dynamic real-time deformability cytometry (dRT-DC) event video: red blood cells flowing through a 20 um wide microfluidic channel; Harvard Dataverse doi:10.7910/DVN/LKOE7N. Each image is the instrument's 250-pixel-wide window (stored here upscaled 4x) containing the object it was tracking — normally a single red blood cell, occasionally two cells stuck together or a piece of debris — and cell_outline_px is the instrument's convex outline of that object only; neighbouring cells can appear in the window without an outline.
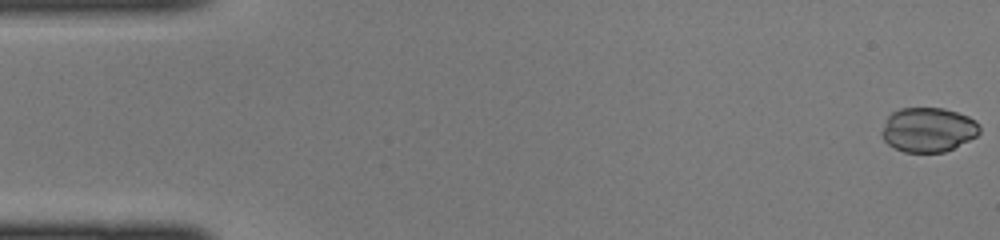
{"species": "common noctule bat (a hibernating species)", "species_latin": "Nyctalus noctula", "temperature_condition": "cold", "stored_images_in_passage": 44, "camera_frame_rate_fps": 3000, "um_per_image_px": 0.085, "animal": {"sex": "female", "body_mass_g": 22.0, "forearm_length_mm": 56.7}, "frame": {"image": 1, "passage_image": 1, "time_ms": 0.0, "image_size_px": [1000, 240], "cell_outline_px": [[980, 132], [976, 136], [944, 152], [904, 152], [888, 144], [884, 140], [880, 132], [888, 116], [892, 112], [900, 108], [944, 108], [968, 116], [976, 120], [980, 124]], "centroid_in_image_um": [78.89, 11.01], "position_along_channel_um": 6.1, "area_um2": 25.32}}
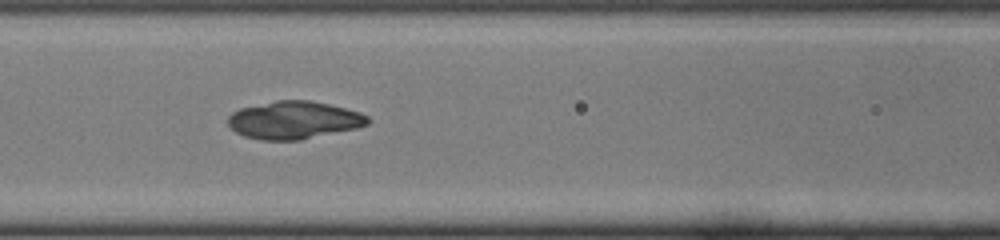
{"frame": {"image": 2, "passage_image": 19, "time_ms": 6.0, "image_size_px": [1000, 240], "cell_outline_px": [[372, 120], [368, 124], [356, 128], [300, 140], [260, 140], [244, 136], [236, 132], [228, 124], [228, 116], [232, 112], [240, 108], [276, 100], [308, 100], [328, 104], [360, 112], [368, 116]], "centroid_in_image_um": [24.98, 10.21], "position_along_channel_um": 141.6, "area_um2": 30.69}}
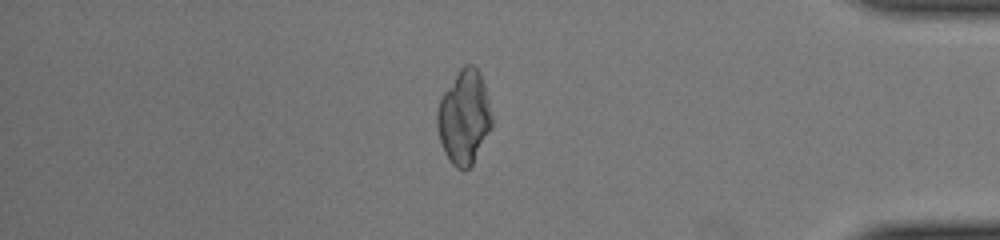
{"frame": {"image": 3, "passage_image": 38, "time_ms": 12.333, "image_size_px": [1000, 240], "cell_outline_px": [[492, 128], [472, 164], [464, 172], [456, 168], [452, 164], [440, 140], [436, 128], [436, 112], [440, 100], [444, 92], [460, 68], [464, 64], [472, 64], [480, 72], [484, 84], [492, 116]], "centroid_in_image_um": [39.45, 9.97], "position_along_channel_um": 395.8, "area_um2": 29.82}}